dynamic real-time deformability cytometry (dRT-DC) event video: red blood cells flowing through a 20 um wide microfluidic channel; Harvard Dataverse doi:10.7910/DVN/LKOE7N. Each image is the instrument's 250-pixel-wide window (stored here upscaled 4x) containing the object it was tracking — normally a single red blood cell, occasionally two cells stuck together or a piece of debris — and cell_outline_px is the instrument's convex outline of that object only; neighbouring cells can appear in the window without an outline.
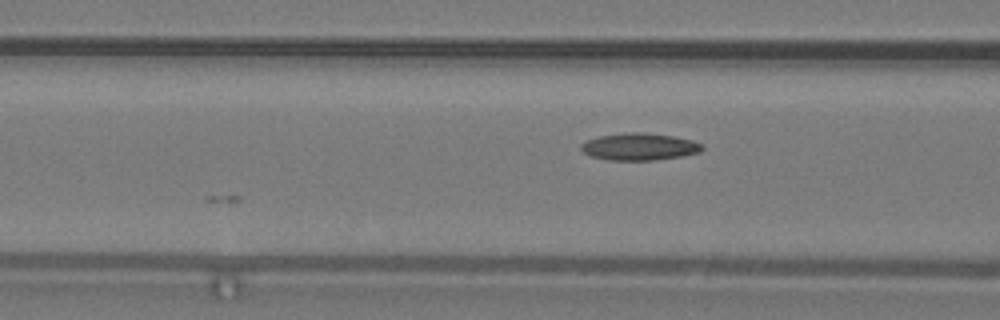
{"species": "common noctule bat (a hibernating species)", "species_latin": "Nyctalus noctula", "temperature_condition": "warm", "stored_images_in_passage": 6, "camera_frame_rate_fps": 3000, "um_per_image_px": 0.085, "animal": {"sex": "male", "body_mass_g": 19.2, "forearm_length_mm": 51.8}, "frame": {"image": 1, "passage_image": 6, "time_ms": 1.667, "image_size_px": [1000, 320], "cell_outline_px": [[704, 148], [700, 152], [680, 156], [656, 160], [608, 160], [592, 156], [584, 152], [580, 148], [580, 144], [588, 140], [600, 136], [628, 132], [644, 132], [672, 136], [692, 140], [704, 144]], "centroid_in_image_um": [54.37, 12.47], "position_along_channel_um": 112.2, "area_um2": 19.07}}